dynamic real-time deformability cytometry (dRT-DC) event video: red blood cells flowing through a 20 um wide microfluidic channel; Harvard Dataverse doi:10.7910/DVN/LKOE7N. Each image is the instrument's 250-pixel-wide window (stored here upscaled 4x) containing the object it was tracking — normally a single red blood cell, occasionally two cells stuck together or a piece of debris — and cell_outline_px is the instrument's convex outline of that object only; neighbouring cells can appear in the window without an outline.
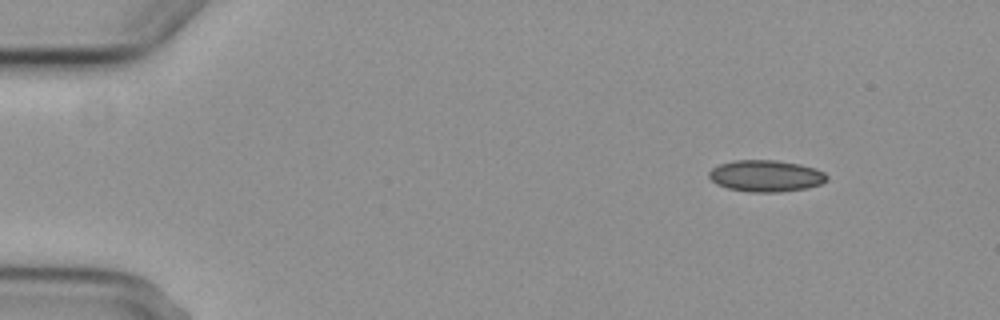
{"species": "common noctule bat (a hibernating species)", "species_latin": "Nyctalus noctula", "temperature_condition": "cold", "stored_images_in_passage": 6, "camera_frame_rate_fps": 3000, "um_per_image_px": 0.085, "animal": {"sex": "female", "body_mass_g": 29.2, "forearm_length_mm": 56.3}, "frame": {"image": 1, "passage_image": 1, "time_ms": 0.0, "image_size_px": [1000, 320], "cell_outline_px": [[828, 180], [820, 184], [808, 188], [780, 192], [748, 192], [728, 188], [716, 184], [708, 176], [708, 172], [712, 168], [720, 164], [732, 160], [776, 160], [800, 164], [816, 168], [824, 172], [828, 176]], "centroid_in_image_um": [65.11, 14.95], "position_along_channel_um": 19.9, "area_um2": 21.91}}
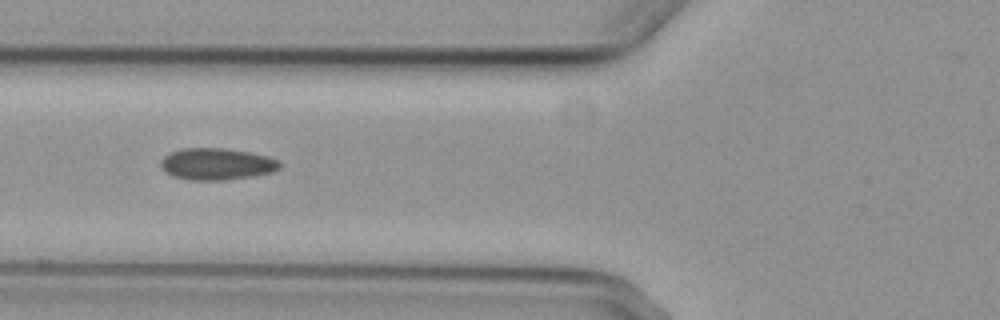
{"frame": {"image": 2, "passage_image": 5, "time_ms": 5.0, "image_size_px": [1000, 320], "cell_outline_px": [[280, 168], [272, 172], [252, 176], [224, 180], [188, 180], [172, 176], [160, 164], [160, 160], [164, 156], [172, 152], [184, 148], [224, 148], [248, 152], [268, 156], [280, 160]], "centroid_in_image_um": [18.44, 13.94], "position_along_channel_um": 107.4, "area_um2": 21.91}}
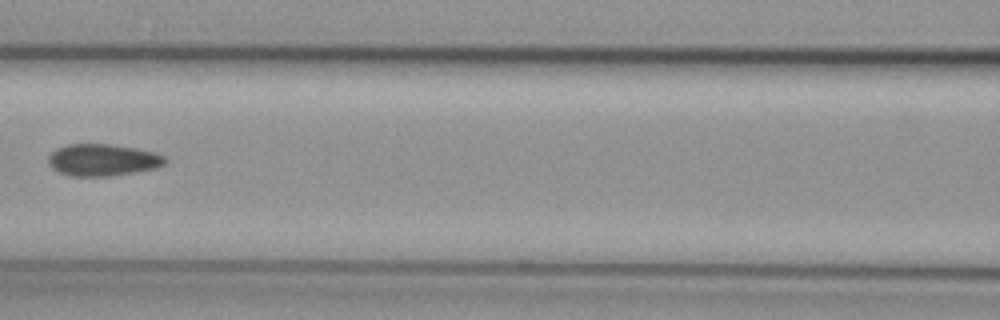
{"frame": {"image": 3, "passage_image": 6, "time_ms": 6.333, "image_size_px": [1000, 320], "cell_outline_px": [[168, 160], [164, 164], [156, 168], [136, 172], [112, 176], [72, 176], [60, 172], [52, 168], [48, 164], [48, 156], [56, 148], [68, 144], [112, 144], [136, 148], [156, 152], [164, 156]], "centroid_in_image_um": [8.75, 13.59], "position_along_channel_um": 157.9, "area_um2": 21.91}}